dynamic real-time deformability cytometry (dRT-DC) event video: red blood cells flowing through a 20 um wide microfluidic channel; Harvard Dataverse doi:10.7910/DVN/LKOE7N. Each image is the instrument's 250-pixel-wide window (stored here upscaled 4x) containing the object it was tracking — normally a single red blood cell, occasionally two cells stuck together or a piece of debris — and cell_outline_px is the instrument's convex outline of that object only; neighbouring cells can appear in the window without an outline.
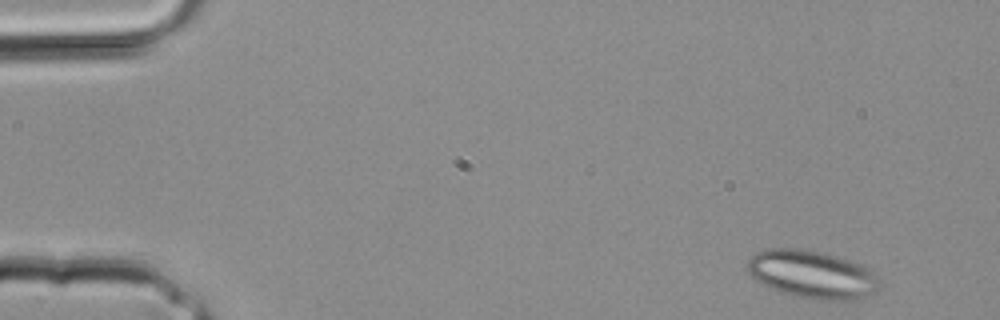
{"species": "common noctule bat (a hibernating species)", "species_latin": "Nyctalus noctula", "temperature_condition": "room temperature", "stored_images_in_passage": 32, "segment_of_instrument_passage": [1, 2], "camera_frame_rate_fps": 3000, "um_per_image_px": 0.085, "animal": {"sex": "male", "body_mass_g": 20.4}, "frame": {"image": 1, "passage_image": 1, "time_ms": 0.0, "image_size_px": [1000, 320], "cell_outline_px": [[880, 288], [876, 292], [852, 300], [820, 300], [800, 296], [784, 292], [772, 288], [756, 280], [748, 272], [748, 260], [756, 252], [768, 248], [804, 248], [824, 252], [852, 260], [868, 268], [880, 280]], "centroid_in_image_um": [69.06, 23.3], "position_along_channel_um": 15.9, "area_um2": 36.88}}